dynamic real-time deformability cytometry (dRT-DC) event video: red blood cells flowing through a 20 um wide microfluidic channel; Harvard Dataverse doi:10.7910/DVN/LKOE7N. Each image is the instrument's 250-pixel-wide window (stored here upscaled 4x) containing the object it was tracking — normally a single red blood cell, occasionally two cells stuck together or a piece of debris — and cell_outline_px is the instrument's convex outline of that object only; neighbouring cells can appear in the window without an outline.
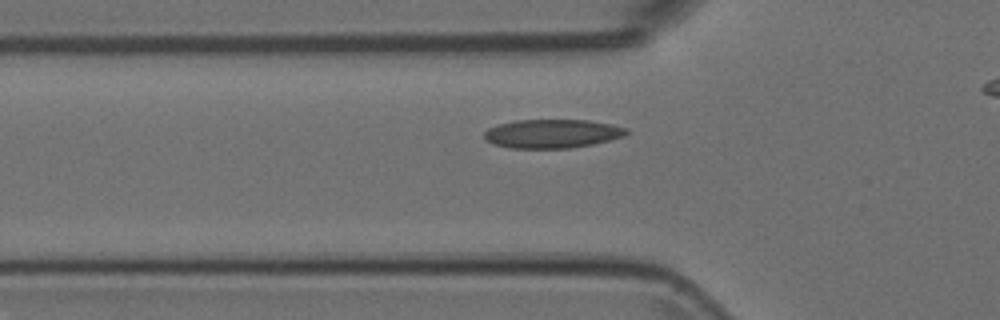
{"species": "Egyptian fruit bat (a non-hibernating species)", "species_latin": "Rousettus aegyptiacus", "temperature_condition": "room temperature", "stored_images_in_passage": 33, "camera_frame_rate_fps": 3000, "um_per_image_px": 0.085, "animal": {"sex": "female"}, "frame": {"image": 1, "passage_image": 4, "time_ms": 1.0, "image_size_px": [1000, 320], "cell_outline_px": [[628, 132], [624, 136], [592, 144], [568, 148], [508, 148], [492, 144], [484, 136], [484, 132], [488, 128], [496, 124], [516, 120], [588, 120], [612, 124], [628, 128]], "centroid_in_image_um": [46.91, 11.35], "position_along_channel_um": 78.9, "area_um2": 23.87}}
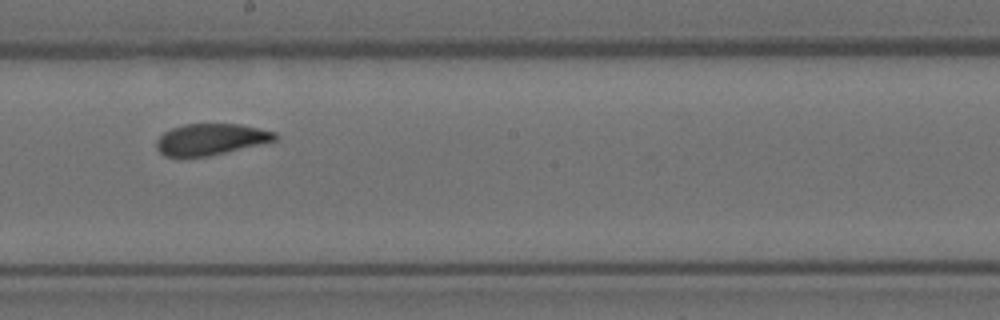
{"frame": {"image": 2, "passage_image": 16, "time_ms": 5.0, "image_size_px": [1000, 320], "cell_outline_px": [[280, 136], [276, 140], [208, 156], [164, 156], [156, 148], [156, 140], [164, 132], [172, 128], [184, 124], [240, 124], [276, 132]], "centroid_in_image_um": [17.91, 11.83], "position_along_channel_um": 230.3, "area_um2": 21.44}}
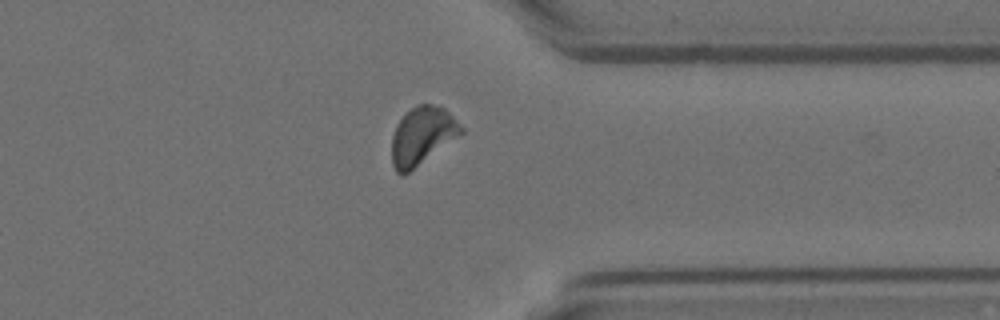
{"frame": {"image": 3, "passage_image": 28, "time_ms": 9.0, "image_size_px": [1000, 320], "cell_outline_px": [[464, 132], [408, 172], [396, 172], [392, 164], [392, 136], [396, 124], [416, 104], [432, 104], [444, 108], [464, 128]], "centroid_in_image_um": [35.88, 11.51], "position_along_channel_um": 375.5, "area_um2": 22.77}}